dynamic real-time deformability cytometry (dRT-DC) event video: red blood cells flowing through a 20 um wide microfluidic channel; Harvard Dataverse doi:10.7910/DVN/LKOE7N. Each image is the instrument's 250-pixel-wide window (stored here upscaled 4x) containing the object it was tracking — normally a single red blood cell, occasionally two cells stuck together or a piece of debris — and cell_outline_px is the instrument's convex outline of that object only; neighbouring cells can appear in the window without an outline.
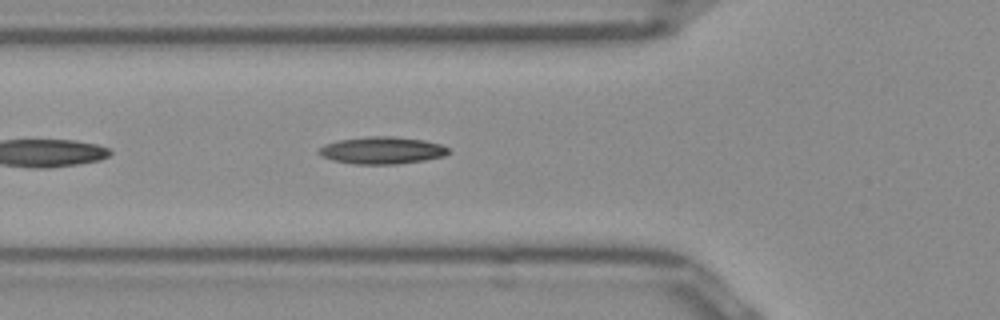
{"species": "Egyptian fruit bat (a non-hibernating species)", "species_latin": "Rousettus aegyptiacus", "temperature_condition": "room temperature", "stored_images_in_passage": 18, "camera_frame_rate_fps": 3000, "um_per_image_px": 0.085, "frame": {"image": 1, "passage_image": 6, "time_ms": 1.667, "image_size_px": [1000, 320], "cell_outline_px": [[448, 152], [444, 156], [424, 160], [396, 164], [356, 164], [332, 160], [320, 156], [316, 152], [324, 144], [340, 140], [368, 136], [392, 136], [424, 140], [440, 144], [448, 148]], "centroid_in_image_um": [32.43, 12.78], "position_along_channel_um": 93.4, "area_um2": 20.46}}
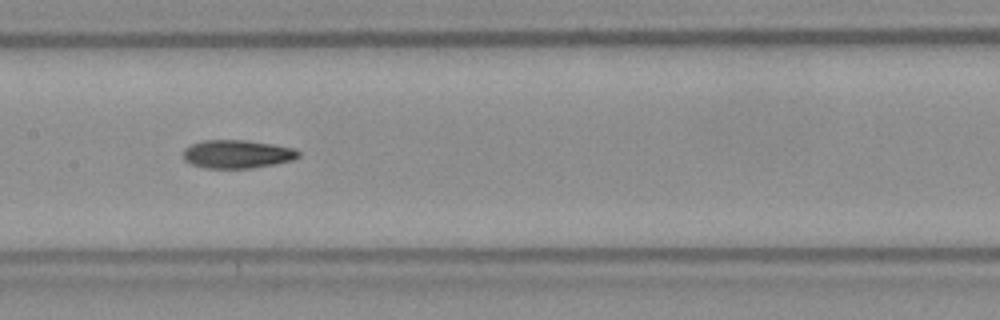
{"frame": {"image": 2, "passage_image": 13, "time_ms": 4.0, "image_size_px": [1000, 320], "cell_outline_px": [[300, 156], [292, 160], [252, 168], [204, 168], [192, 164], [184, 160], [184, 148], [192, 144], [204, 140], [248, 140], [272, 144], [292, 148], [300, 152]], "centroid_in_image_um": [20.14, 13.09], "position_along_channel_um": 187.3, "area_um2": 18.9}}